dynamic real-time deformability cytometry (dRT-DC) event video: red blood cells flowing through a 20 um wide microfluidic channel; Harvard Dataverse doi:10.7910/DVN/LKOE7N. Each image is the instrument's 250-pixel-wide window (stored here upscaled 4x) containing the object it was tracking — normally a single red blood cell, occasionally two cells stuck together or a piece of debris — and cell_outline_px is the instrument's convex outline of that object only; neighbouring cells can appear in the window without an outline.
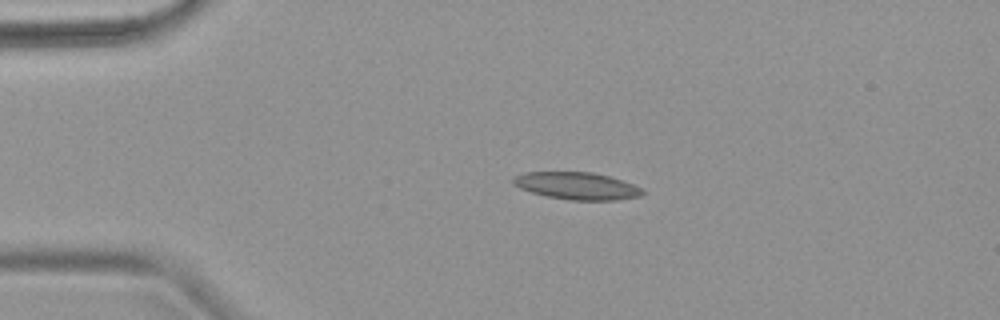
{"species": "common noctule bat (a hibernating species)", "species_latin": "Nyctalus noctula", "temperature_condition": "warm", "stored_images_in_passage": 3, "camera_frame_rate_fps": 3000, "um_per_image_px": 0.085, "animal": {"sex": "female", "body_mass_g": 18.4}, "frame": {"image": 1, "passage_image": 2, "time_ms": 1.333, "image_size_px": [1000, 320], "cell_outline_px": [[644, 192], [640, 196], [616, 200], [568, 200], [548, 196], [532, 192], [520, 188], [512, 184], [512, 180], [516, 176], [524, 172], [592, 172], [608, 176], [644, 188]], "centroid_in_image_um": [49.04, 15.8], "position_along_channel_um": 36.0, "area_um2": 20.4}}